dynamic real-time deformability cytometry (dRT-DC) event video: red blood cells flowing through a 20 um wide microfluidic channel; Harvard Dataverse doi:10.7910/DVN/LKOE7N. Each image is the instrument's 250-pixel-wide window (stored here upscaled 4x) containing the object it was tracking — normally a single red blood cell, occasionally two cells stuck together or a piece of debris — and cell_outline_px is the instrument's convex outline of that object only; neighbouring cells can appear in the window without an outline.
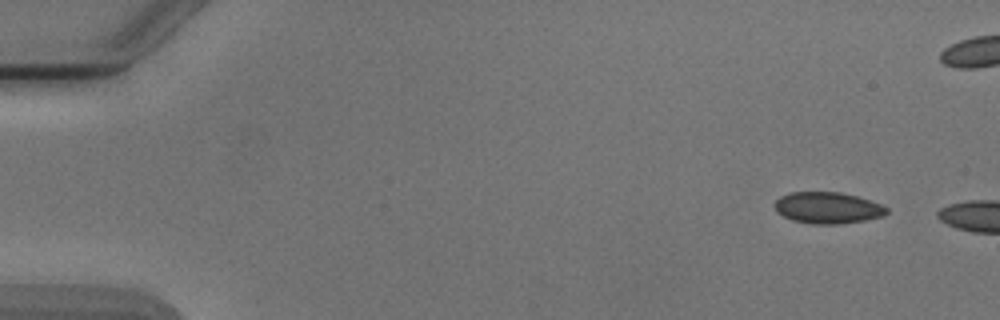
{"species": "Egyptian fruit bat (a non-hibernating species)", "species_latin": "Rousettus aegyptiacus", "temperature_condition": "cold", "stored_images_in_passage": 3, "camera_frame_rate_fps": 3000, "um_per_image_px": 0.085, "animal": {"sex": "male"}, "frame": {"image": 1, "passage_image": 1, "time_ms": 0.0, "image_size_px": [1000, 320], "cell_outline_px": [[888, 212], [884, 216], [864, 220], [840, 224], [812, 224], [792, 220], [776, 212], [772, 204], [780, 196], [788, 192], [840, 192], [856, 196], [880, 204], [888, 208]], "centroid_in_image_um": [70.31, 17.66], "position_along_channel_um": 14.7, "area_um2": 20.63}}